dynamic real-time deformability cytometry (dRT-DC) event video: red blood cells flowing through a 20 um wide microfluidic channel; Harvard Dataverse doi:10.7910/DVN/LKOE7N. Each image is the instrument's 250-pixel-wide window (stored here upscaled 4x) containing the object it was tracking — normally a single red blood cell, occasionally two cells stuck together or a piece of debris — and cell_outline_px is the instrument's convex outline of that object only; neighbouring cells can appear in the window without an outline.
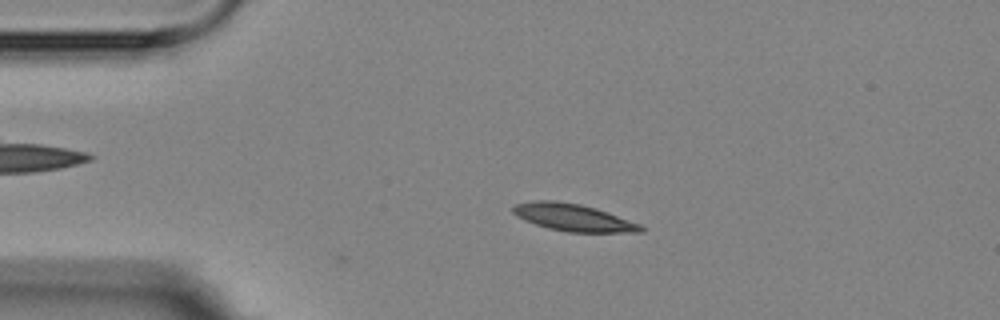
{"species": "Egyptian fruit bat (a non-hibernating species)", "species_latin": "Rousettus aegyptiacus", "temperature_condition": "room temperature", "stored_images_in_passage": 5, "camera_frame_rate_fps": 3000, "um_per_image_px": 0.085, "animal": {"sex": "female"}, "frame": {"image": 1, "passage_image": 4, "time_ms": 3.667, "image_size_px": [1000, 320], "cell_outline_px": [[644, 232], [568, 232], [548, 228], [524, 220], [516, 216], [512, 212], [512, 208], [516, 204], [536, 200], [556, 200], [580, 204], [596, 208], [608, 212], [640, 224], [644, 228]], "centroid_in_image_um": [48.72, 18.48], "position_along_channel_um": 36.3, "area_um2": 20.23}}